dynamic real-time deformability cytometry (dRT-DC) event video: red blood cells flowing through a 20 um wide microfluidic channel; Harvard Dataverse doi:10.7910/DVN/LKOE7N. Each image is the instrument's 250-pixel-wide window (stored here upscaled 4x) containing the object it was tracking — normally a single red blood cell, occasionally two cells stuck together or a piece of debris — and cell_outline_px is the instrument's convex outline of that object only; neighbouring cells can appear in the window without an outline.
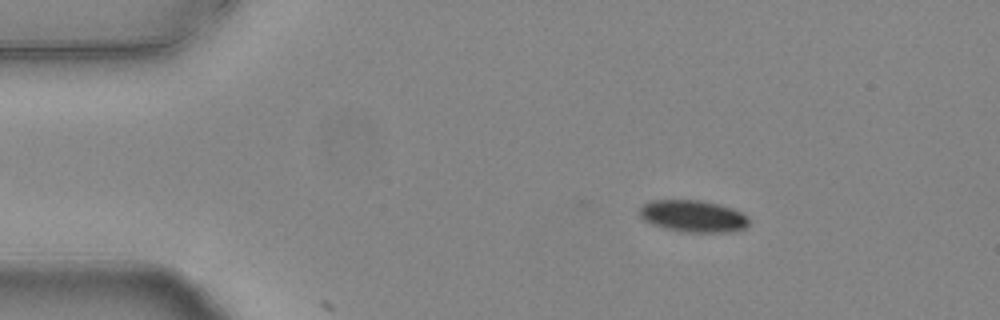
{"species": "common noctule bat (a hibernating species)", "species_latin": "Nyctalus noctula", "temperature_condition": "warm", "stored_images_in_passage": 10, "camera_frame_rate_fps": 3000, "um_per_image_px": 0.085, "animal": {"sex": "female", "body_mass_g": 24.6, "forearm_length_mm": 56.2}, "frame": {"image": 1, "passage_image": 8, "time_ms": 2.333, "image_size_px": [1000, 320], "cell_outline_px": [[748, 224], [744, 228], [728, 232], [692, 232], [664, 228], [652, 224], [644, 220], [640, 216], [640, 208], [644, 204], [652, 200], [700, 200], [720, 204], [744, 212], [748, 216]], "centroid_in_image_um": [58.94, 18.36], "position_along_channel_um": 26.1, "area_um2": 20.29}}